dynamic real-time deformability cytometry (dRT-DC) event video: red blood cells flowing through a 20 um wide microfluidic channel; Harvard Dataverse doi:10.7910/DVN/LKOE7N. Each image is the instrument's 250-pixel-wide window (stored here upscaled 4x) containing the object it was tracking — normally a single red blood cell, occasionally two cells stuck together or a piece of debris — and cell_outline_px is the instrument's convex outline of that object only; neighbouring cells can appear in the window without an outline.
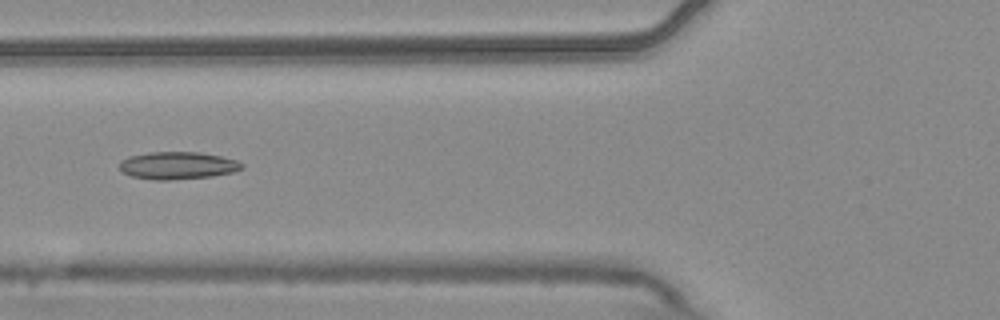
{"species": "common noctule bat (a hibernating species)", "species_latin": "Nyctalus noctula", "temperature_condition": "warm", "stored_images_in_passage": 7, "camera_frame_rate_fps": 3000, "um_per_image_px": 0.085, "animal": {"sex": "male", "body_mass_g": 20.4}, "frame": {"image": 1, "passage_image": 4, "time_ms": 1.0, "image_size_px": [1000, 320], "cell_outline_px": [[244, 168], [232, 172], [212, 176], [172, 180], [152, 180], [132, 176], [124, 172], [120, 168], [120, 160], [128, 156], [148, 152], [200, 152], [220, 156], [236, 160], [244, 164]], "centroid_in_image_um": [15.1, 14.06], "position_along_channel_um": 110.7, "area_um2": 19.65}}
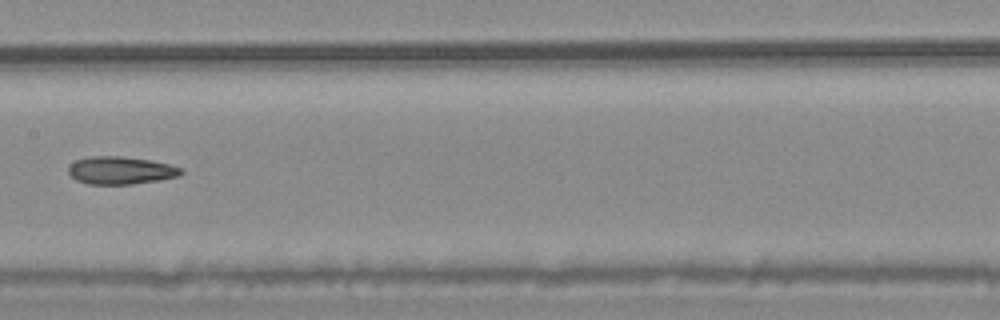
{"frame": {"image": 2, "passage_image": 6, "time_ms": 1.667, "image_size_px": [1000, 320], "cell_outline_px": [[184, 172], [180, 176], [160, 180], [132, 184], [88, 184], [76, 180], [68, 172], [68, 168], [76, 160], [92, 156], [120, 156], [152, 160], [168, 164], [180, 168]], "centroid_in_image_um": [10.28, 14.49], "position_along_channel_um": 197.1, "area_um2": 18.15}}
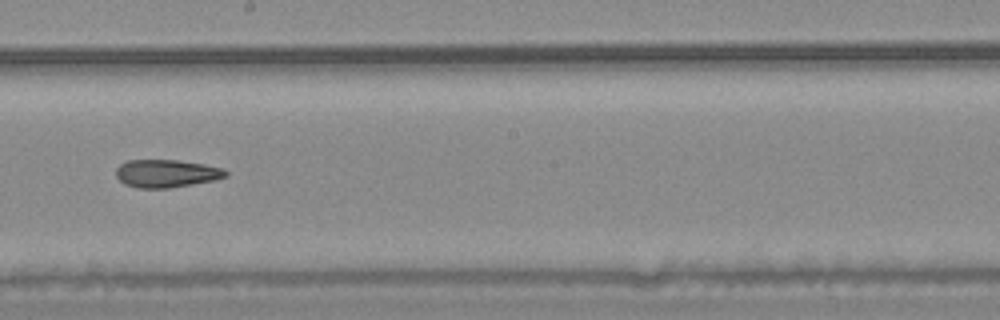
{"frame": {"image": 3, "passage_image": 7, "time_ms": 2.0, "image_size_px": [1000, 320], "cell_outline_px": [[228, 176], [216, 180], [168, 188], [136, 188], [124, 184], [116, 176], [116, 168], [120, 164], [128, 160], [176, 160], [204, 164], [224, 168], [228, 172]], "centroid_in_image_um": [14.16, 14.74], "position_along_channel_um": 234.0, "area_um2": 17.92}}